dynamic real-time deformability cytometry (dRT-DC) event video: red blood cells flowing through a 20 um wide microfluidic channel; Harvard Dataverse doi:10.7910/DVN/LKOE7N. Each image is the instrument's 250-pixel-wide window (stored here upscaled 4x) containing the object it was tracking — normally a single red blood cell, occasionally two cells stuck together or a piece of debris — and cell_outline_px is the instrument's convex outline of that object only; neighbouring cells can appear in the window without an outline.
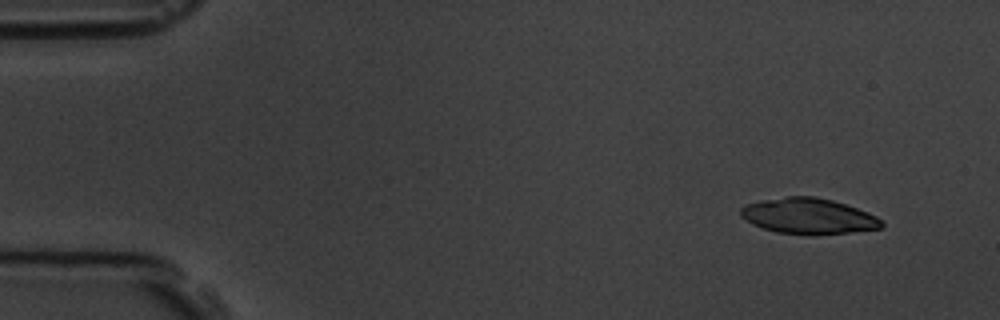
{"species": "common noctule bat (a hibernating species)", "species_latin": "Nyctalus noctula", "temperature_condition": "room temperature", "stored_images_in_passage": 4, "camera_frame_rate_fps": 3000, "um_per_image_px": 0.085, "animal": {"sex": "male", "body_mass_g": 19.5, "forearm_length_mm": 54.6}, "frame": {"image": 1, "passage_image": 1, "time_ms": 0.0, "image_size_px": [1000, 320], "cell_outline_px": [[884, 224], [880, 228], [848, 232], [812, 236], [808, 236], [776, 232], [752, 224], [740, 216], [740, 208], [744, 204], [760, 200], [788, 196], [816, 196], [832, 200], [868, 212], [876, 216]], "centroid_in_image_um": [68.67, 18.37], "position_along_channel_um": 16.3, "area_um2": 29.54}}